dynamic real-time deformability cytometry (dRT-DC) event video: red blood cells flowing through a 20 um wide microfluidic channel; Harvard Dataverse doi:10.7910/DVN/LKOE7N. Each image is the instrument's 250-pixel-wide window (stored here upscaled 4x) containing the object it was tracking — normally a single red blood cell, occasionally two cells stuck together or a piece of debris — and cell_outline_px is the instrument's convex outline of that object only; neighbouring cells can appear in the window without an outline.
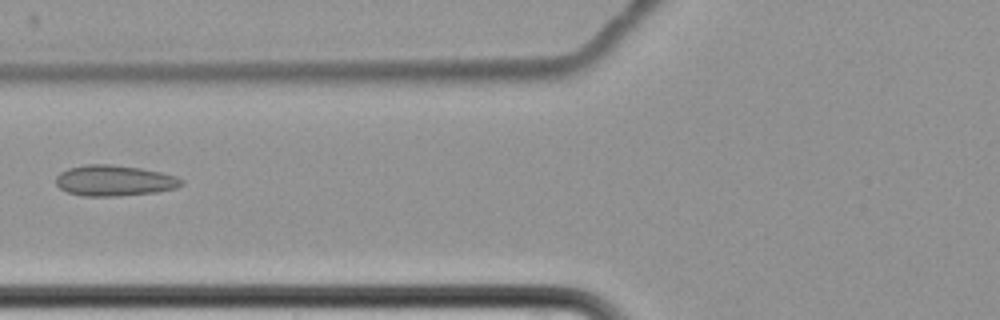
{"species": "common noctule bat (a hibernating species)", "species_latin": "Nyctalus noctula", "temperature_condition": "cold", "stored_images_in_passage": 3, "camera_frame_rate_fps": 3000, "um_per_image_px": 0.085, "animal": {"sex": "female", "body_mass_g": 22.7, "forearm_length_mm": 54.2}, "frame": {"image": 1, "passage_image": 3, "time_ms": 2.333, "image_size_px": [1000, 320], "cell_outline_px": [[184, 184], [176, 188], [156, 192], [116, 196], [84, 196], [68, 192], [60, 188], [56, 184], [56, 176], [60, 172], [68, 168], [84, 164], [108, 164], [140, 168], [160, 172], [176, 176], [184, 180]], "centroid_in_image_um": [9.72, 15.34], "position_along_channel_um": 116.1, "area_um2": 22.54}}